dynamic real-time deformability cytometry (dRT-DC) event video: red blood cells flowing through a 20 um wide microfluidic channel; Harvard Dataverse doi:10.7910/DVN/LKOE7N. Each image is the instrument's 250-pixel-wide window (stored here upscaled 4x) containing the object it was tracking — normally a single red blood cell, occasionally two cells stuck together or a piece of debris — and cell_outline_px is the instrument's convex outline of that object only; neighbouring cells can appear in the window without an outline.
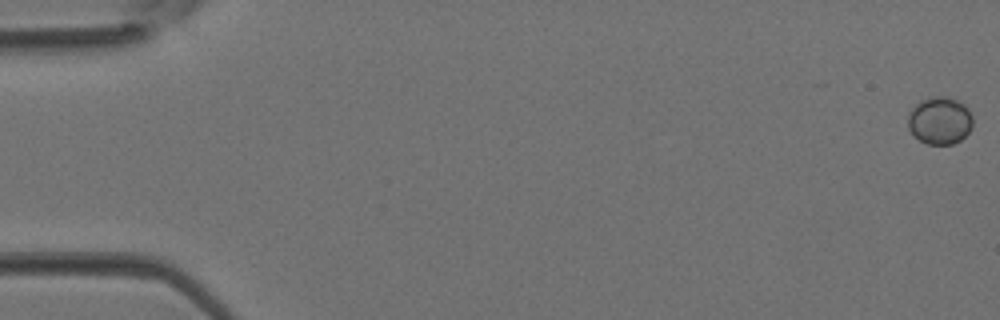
{"species": "Egyptian fruit bat (a non-hibernating species)", "species_latin": "Rousettus aegyptiacus", "temperature_condition": "room temperature", "stored_images_in_passage": 4, "camera_frame_rate_fps": 3000, "um_per_image_px": 0.085, "animal": {"sex": "female"}, "frame": {"image": 1, "passage_image": 1, "time_ms": 0.0, "image_size_px": [1000, 320], "cell_outline_px": [[972, 128], [960, 140], [952, 144], [928, 144], [920, 140], [908, 128], [908, 112], [920, 100], [928, 96], [948, 96], [964, 104], [968, 108], [972, 116]], "centroid_in_image_um": [79.88, 10.22], "position_along_channel_um": 5.1, "area_um2": 18.03}}
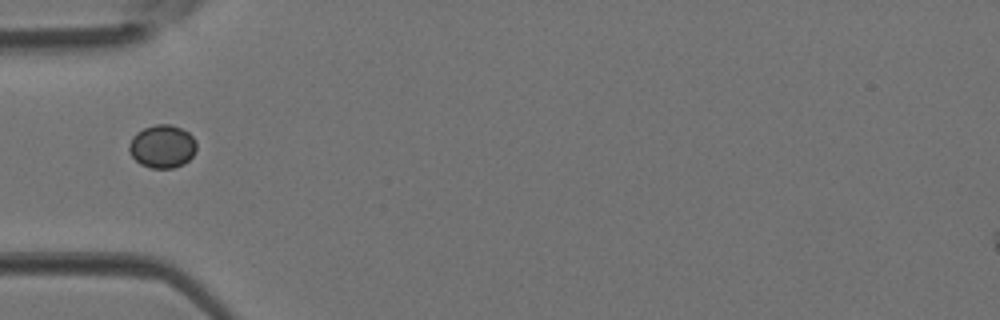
{"frame": {"image": 2, "passage_image": 4, "time_ms": 1.0, "image_size_px": [1000, 320], "cell_outline_px": [[196, 152], [184, 164], [172, 168], [152, 168], [140, 164], [132, 156], [128, 148], [128, 144], [132, 136], [136, 132], [144, 128], [156, 124], [172, 124], [188, 132], [196, 140]], "centroid_in_image_um": [13.79, 12.44], "position_along_channel_um": 71.2, "area_um2": 17.05}}